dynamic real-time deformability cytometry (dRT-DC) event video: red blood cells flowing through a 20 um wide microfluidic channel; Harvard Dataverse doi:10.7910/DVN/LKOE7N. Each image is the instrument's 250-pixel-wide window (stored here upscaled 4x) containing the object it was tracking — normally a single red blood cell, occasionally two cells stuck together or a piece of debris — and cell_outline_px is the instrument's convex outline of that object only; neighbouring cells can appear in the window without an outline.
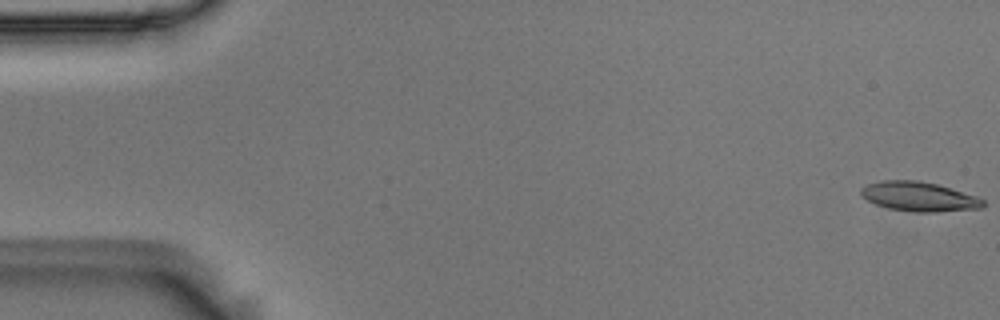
{"species": "Egyptian fruit bat (a non-hibernating species)", "species_latin": "Rousettus aegyptiacus", "temperature_condition": "room temperature", "stored_images_in_passage": 5, "camera_frame_rate_fps": 3000, "um_per_image_px": 0.085, "animal": {"sex": "male"}, "frame": {"image": 1, "passage_image": 1, "time_ms": 0.0, "image_size_px": [1000, 320], "cell_outline_px": [[984, 208], [936, 212], [920, 212], [888, 208], [876, 204], [860, 196], [860, 188], [868, 184], [880, 180], [920, 180], [936, 184], [976, 196], [984, 200]], "centroid_in_image_um": [78.1, 16.7], "position_along_channel_um": 6.9, "area_um2": 20.92}}
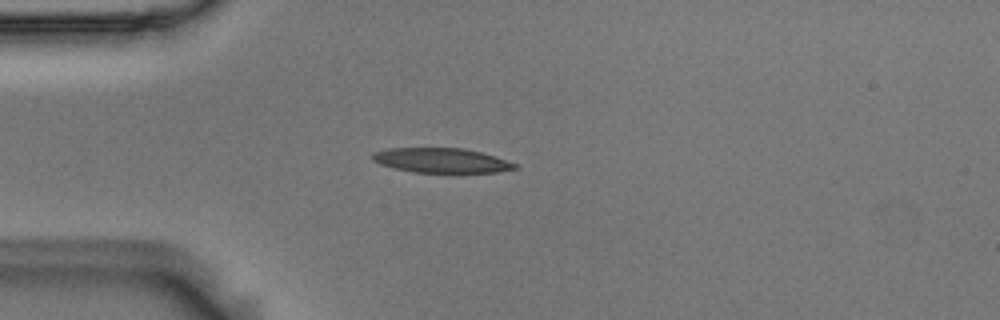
{"frame": {"image": 2, "passage_image": 5, "time_ms": 1.333, "image_size_px": [1000, 320], "cell_outline_px": [[516, 168], [496, 172], [412, 172], [380, 164], [372, 160], [372, 152], [388, 148], [464, 148], [480, 152], [516, 164]], "centroid_in_image_um": [37.44, 13.62], "position_along_channel_um": 47.6, "area_um2": 20.11}}